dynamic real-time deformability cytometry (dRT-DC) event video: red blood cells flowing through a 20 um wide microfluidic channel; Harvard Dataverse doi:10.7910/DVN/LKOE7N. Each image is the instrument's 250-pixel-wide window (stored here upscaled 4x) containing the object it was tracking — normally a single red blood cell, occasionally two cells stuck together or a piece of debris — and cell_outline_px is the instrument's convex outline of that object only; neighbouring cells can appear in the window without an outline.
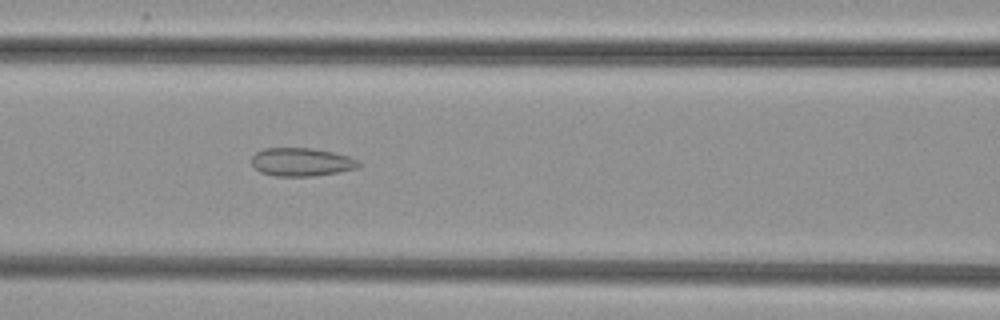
{"species": "common noctule bat (a hibernating species)", "species_latin": "Nyctalus noctula", "temperature_condition": "cold", "stored_images_in_passage": 49, "camera_frame_rate_fps": 3000, "um_per_image_px": 0.085, "animal": {"sex": "female", "body_mass_g": 29.2, "forearm_length_mm": 56.3}, "frame": {"image": 1, "passage_image": 20, "time_ms": 6.333, "image_size_px": [1000, 320], "cell_outline_px": [[360, 164], [356, 168], [340, 172], [312, 176], [276, 176], [260, 172], [252, 164], [252, 156], [256, 152], [264, 148], [312, 148], [332, 152], [348, 156], [360, 160]], "centroid_in_image_um": [25.63, 13.77], "position_along_channel_um": 141.0, "area_um2": 17.63}}
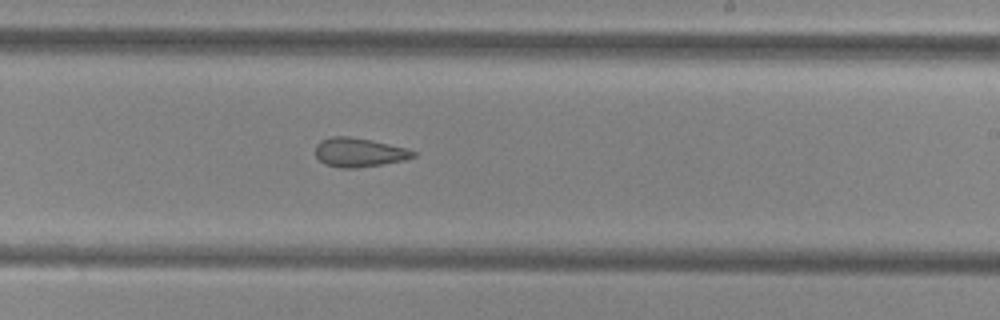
{"frame": {"image": 2, "passage_image": 29, "time_ms": 9.333, "image_size_px": [1000, 320], "cell_outline_px": [[416, 156], [404, 160], [356, 168], [340, 168], [324, 164], [316, 156], [316, 144], [320, 140], [332, 136], [348, 136], [388, 144], [404, 148], [416, 152]], "centroid_in_image_um": [30.47, 12.96], "position_along_channel_um": 258.5, "area_um2": 16.3}}
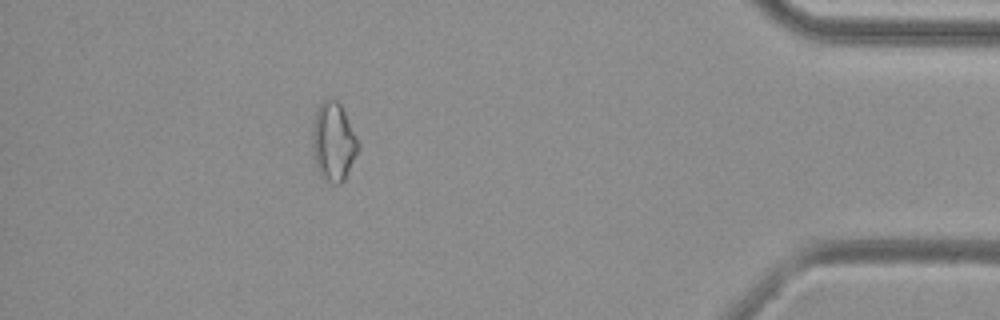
{"frame": {"image": 3, "passage_image": 44, "time_ms": 14.333, "image_size_px": [1000, 320], "cell_outline_px": [[360, 148], [344, 180], [340, 184], [332, 184], [324, 180], [320, 176], [312, 156], [312, 128], [316, 112], [320, 104], [324, 100], [336, 100], [340, 104], [360, 144]], "centroid_in_image_um": [28.33, 12.11], "position_along_channel_um": 406.9, "area_um2": 21.04}}